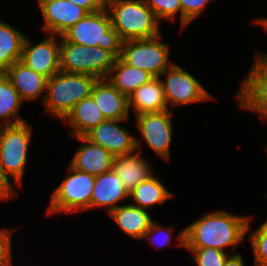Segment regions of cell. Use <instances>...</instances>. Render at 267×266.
I'll use <instances>...</instances> for the list:
<instances>
[{
	"instance_id": "obj_1",
	"label": "cell",
	"mask_w": 267,
	"mask_h": 266,
	"mask_svg": "<svg viewBox=\"0 0 267 266\" xmlns=\"http://www.w3.org/2000/svg\"><path fill=\"white\" fill-rule=\"evenodd\" d=\"M250 218L220 210L195 220L178 235L179 244L185 248H215L224 251L226 247L243 242L250 228Z\"/></svg>"
},
{
	"instance_id": "obj_2",
	"label": "cell",
	"mask_w": 267,
	"mask_h": 266,
	"mask_svg": "<svg viewBox=\"0 0 267 266\" xmlns=\"http://www.w3.org/2000/svg\"><path fill=\"white\" fill-rule=\"evenodd\" d=\"M113 29L122 41L160 35V22L144 0H106Z\"/></svg>"
},
{
	"instance_id": "obj_3",
	"label": "cell",
	"mask_w": 267,
	"mask_h": 266,
	"mask_svg": "<svg viewBox=\"0 0 267 266\" xmlns=\"http://www.w3.org/2000/svg\"><path fill=\"white\" fill-rule=\"evenodd\" d=\"M97 80L89 74L57 72L47 82L45 112L63 121L79 101L91 96Z\"/></svg>"
},
{
	"instance_id": "obj_4",
	"label": "cell",
	"mask_w": 267,
	"mask_h": 266,
	"mask_svg": "<svg viewBox=\"0 0 267 266\" xmlns=\"http://www.w3.org/2000/svg\"><path fill=\"white\" fill-rule=\"evenodd\" d=\"M67 42L84 47H101L115 58L120 57L122 40L111 25L106 8L88 13L84 18L71 26L61 35Z\"/></svg>"
},
{
	"instance_id": "obj_5",
	"label": "cell",
	"mask_w": 267,
	"mask_h": 266,
	"mask_svg": "<svg viewBox=\"0 0 267 266\" xmlns=\"http://www.w3.org/2000/svg\"><path fill=\"white\" fill-rule=\"evenodd\" d=\"M60 37V71L64 73L89 74L98 79H106L113 67L115 57L107 50L84 47L67 42Z\"/></svg>"
},
{
	"instance_id": "obj_6",
	"label": "cell",
	"mask_w": 267,
	"mask_h": 266,
	"mask_svg": "<svg viewBox=\"0 0 267 266\" xmlns=\"http://www.w3.org/2000/svg\"><path fill=\"white\" fill-rule=\"evenodd\" d=\"M68 175L56 187L51 195L48 215L54 213H75L90 210L92 189L95 177L87 172L76 170L70 165L67 167Z\"/></svg>"
},
{
	"instance_id": "obj_7",
	"label": "cell",
	"mask_w": 267,
	"mask_h": 266,
	"mask_svg": "<svg viewBox=\"0 0 267 266\" xmlns=\"http://www.w3.org/2000/svg\"><path fill=\"white\" fill-rule=\"evenodd\" d=\"M31 135L28 122L0 126V167L18 186L22 185Z\"/></svg>"
},
{
	"instance_id": "obj_8",
	"label": "cell",
	"mask_w": 267,
	"mask_h": 266,
	"mask_svg": "<svg viewBox=\"0 0 267 266\" xmlns=\"http://www.w3.org/2000/svg\"><path fill=\"white\" fill-rule=\"evenodd\" d=\"M161 34L149 39H133L122 42L120 59L131 66L160 75L173 63L169 61L170 47L163 43Z\"/></svg>"
},
{
	"instance_id": "obj_9",
	"label": "cell",
	"mask_w": 267,
	"mask_h": 266,
	"mask_svg": "<svg viewBox=\"0 0 267 266\" xmlns=\"http://www.w3.org/2000/svg\"><path fill=\"white\" fill-rule=\"evenodd\" d=\"M162 76L166 77V81L161 79ZM159 78L167 105H188L212 98L193 75L174 62Z\"/></svg>"
},
{
	"instance_id": "obj_10",
	"label": "cell",
	"mask_w": 267,
	"mask_h": 266,
	"mask_svg": "<svg viewBox=\"0 0 267 266\" xmlns=\"http://www.w3.org/2000/svg\"><path fill=\"white\" fill-rule=\"evenodd\" d=\"M236 95L240 108L267 121V53L255 55L253 65Z\"/></svg>"
},
{
	"instance_id": "obj_11",
	"label": "cell",
	"mask_w": 267,
	"mask_h": 266,
	"mask_svg": "<svg viewBox=\"0 0 267 266\" xmlns=\"http://www.w3.org/2000/svg\"><path fill=\"white\" fill-rule=\"evenodd\" d=\"M135 117L137 127L147 145L168 161L173 133L172 111L142 113Z\"/></svg>"
},
{
	"instance_id": "obj_12",
	"label": "cell",
	"mask_w": 267,
	"mask_h": 266,
	"mask_svg": "<svg viewBox=\"0 0 267 266\" xmlns=\"http://www.w3.org/2000/svg\"><path fill=\"white\" fill-rule=\"evenodd\" d=\"M48 35L49 37L35 45L26 37L20 61L49 79L60 71V39L57 41V35Z\"/></svg>"
},
{
	"instance_id": "obj_13",
	"label": "cell",
	"mask_w": 267,
	"mask_h": 266,
	"mask_svg": "<svg viewBox=\"0 0 267 266\" xmlns=\"http://www.w3.org/2000/svg\"><path fill=\"white\" fill-rule=\"evenodd\" d=\"M127 120H108L93 127L84 137L109 151L113 156L136 151V139L123 126Z\"/></svg>"
},
{
	"instance_id": "obj_14",
	"label": "cell",
	"mask_w": 267,
	"mask_h": 266,
	"mask_svg": "<svg viewBox=\"0 0 267 266\" xmlns=\"http://www.w3.org/2000/svg\"><path fill=\"white\" fill-rule=\"evenodd\" d=\"M38 6L45 22L42 29L58 37L88 14L68 0H40Z\"/></svg>"
},
{
	"instance_id": "obj_15",
	"label": "cell",
	"mask_w": 267,
	"mask_h": 266,
	"mask_svg": "<svg viewBox=\"0 0 267 266\" xmlns=\"http://www.w3.org/2000/svg\"><path fill=\"white\" fill-rule=\"evenodd\" d=\"M142 143L136 139V152L114 156L113 170L130 193L137 185L153 175L152 165L142 157Z\"/></svg>"
},
{
	"instance_id": "obj_16",
	"label": "cell",
	"mask_w": 267,
	"mask_h": 266,
	"mask_svg": "<svg viewBox=\"0 0 267 266\" xmlns=\"http://www.w3.org/2000/svg\"><path fill=\"white\" fill-rule=\"evenodd\" d=\"M74 138L83 144L77 149L69 164L72 168L87 172L94 177L112 170L114 156L109 151L90 142L84 136Z\"/></svg>"
},
{
	"instance_id": "obj_17",
	"label": "cell",
	"mask_w": 267,
	"mask_h": 266,
	"mask_svg": "<svg viewBox=\"0 0 267 266\" xmlns=\"http://www.w3.org/2000/svg\"><path fill=\"white\" fill-rule=\"evenodd\" d=\"M126 198H129V192L112 169L95 177L90 209L104 207L109 214L117 209L120 206L118 203Z\"/></svg>"
},
{
	"instance_id": "obj_18",
	"label": "cell",
	"mask_w": 267,
	"mask_h": 266,
	"mask_svg": "<svg viewBox=\"0 0 267 266\" xmlns=\"http://www.w3.org/2000/svg\"><path fill=\"white\" fill-rule=\"evenodd\" d=\"M91 96L108 120H128V97L116 89L107 79H98Z\"/></svg>"
},
{
	"instance_id": "obj_19",
	"label": "cell",
	"mask_w": 267,
	"mask_h": 266,
	"mask_svg": "<svg viewBox=\"0 0 267 266\" xmlns=\"http://www.w3.org/2000/svg\"><path fill=\"white\" fill-rule=\"evenodd\" d=\"M4 73L19 93L22 101H32L40 96L43 103L48 78L31 70L21 61L15 62Z\"/></svg>"
},
{
	"instance_id": "obj_20",
	"label": "cell",
	"mask_w": 267,
	"mask_h": 266,
	"mask_svg": "<svg viewBox=\"0 0 267 266\" xmlns=\"http://www.w3.org/2000/svg\"><path fill=\"white\" fill-rule=\"evenodd\" d=\"M135 115L169 110L159 77H154L128 96V109Z\"/></svg>"
},
{
	"instance_id": "obj_21",
	"label": "cell",
	"mask_w": 267,
	"mask_h": 266,
	"mask_svg": "<svg viewBox=\"0 0 267 266\" xmlns=\"http://www.w3.org/2000/svg\"><path fill=\"white\" fill-rule=\"evenodd\" d=\"M125 234L132 239H142L153 221L148 211L131 204H122L108 214Z\"/></svg>"
},
{
	"instance_id": "obj_22",
	"label": "cell",
	"mask_w": 267,
	"mask_h": 266,
	"mask_svg": "<svg viewBox=\"0 0 267 266\" xmlns=\"http://www.w3.org/2000/svg\"><path fill=\"white\" fill-rule=\"evenodd\" d=\"M106 120L92 96L79 101L63 120L71 125L72 137L84 136L93 127Z\"/></svg>"
},
{
	"instance_id": "obj_23",
	"label": "cell",
	"mask_w": 267,
	"mask_h": 266,
	"mask_svg": "<svg viewBox=\"0 0 267 266\" xmlns=\"http://www.w3.org/2000/svg\"><path fill=\"white\" fill-rule=\"evenodd\" d=\"M154 76L149 72L124 63L119 57L106 79L127 97Z\"/></svg>"
},
{
	"instance_id": "obj_24",
	"label": "cell",
	"mask_w": 267,
	"mask_h": 266,
	"mask_svg": "<svg viewBox=\"0 0 267 266\" xmlns=\"http://www.w3.org/2000/svg\"><path fill=\"white\" fill-rule=\"evenodd\" d=\"M25 34L0 20V73L22 57Z\"/></svg>"
},
{
	"instance_id": "obj_25",
	"label": "cell",
	"mask_w": 267,
	"mask_h": 266,
	"mask_svg": "<svg viewBox=\"0 0 267 266\" xmlns=\"http://www.w3.org/2000/svg\"><path fill=\"white\" fill-rule=\"evenodd\" d=\"M174 195L166 189L163 183L154 174L147 180H144L137 185L130 193V203L133 206L140 207L147 210L156 204H164L167 199L172 198Z\"/></svg>"
},
{
	"instance_id": "obj_26",
	"label": "cell",
	"mask_w": 267,
	"mask_h": 266,
	"mask_svg": "<svg viewBox=\"0 0 267 266\" xmlns=\"http://www.w3.org/2000/svg\"><path fill=\"white\" fill-rule=\"evenodd\" d=\"M22 102L19 93L14 88L9 78L5 73H0V120L3 119V121L1 120L0 126L26 122L18 114V111H20L23 105Z\"/></svg>"
},
{
	"instance_id": "obj_27",
	"label": "cell",
	"mask_w": 267,
	"mask_h": 266,
	"mask_svg": "<svg viewBox=\"0 0 267 266\" xmlns=\"http://www.w3.org/2000/svg\"><path fill=\"white\" fill-rule=\"evenodd\" d=\"M251 241L254 266H267V219L249 237Z\"/></svg>"
},
{
	"instance_id": "obj_28",
	"label": "cell",
	"mask_w": 267,
	"mask_h": 266,
	"mask_svg": "<svg viewBox=\"0 0 267 266\" xmlns=\"http://www.w3.org/2000/svg\"><path fill=\"white\" fill-rule=\"evenodd\" d=\"M160 22L161 19L171 20L180 12L182 25V8L180 0H144Z\"/></svg>"
},
{
	"instance_id": "obj_29",
	"label": "cell",
	"mask_w": 267,
	"mask_h": 266,
	"mask_svg": "<svg viewBox=\"0 0 267 266\" xmlns=\"http://www.w3.org/2000/svg\"><path fill=\"white\" fill-rule=\"evenodd\" d=\"M194 253L197 266H224L228 254L215 248H186Z\"/></svg>"
},
{
	"instance_id": "obj_30",
	"label": "cell",
	"mask_w": 267,
	"mask_h": 266,
	"mask_svg": "<svg viewBox=\"0 0 267 266\" xmlns=\"http://www.w3.org/2000/svg\"><path fill=\"white\" fill-rule=\"evenodd\" d=\"M172 229H173L172 225L169 228L167 227L166 229L165 227H162L160 224L152 221L149 229L144 233L142 239L145 238L149 240L150 246H156L155 249H158L162 246L164 247L170 244L172 237L169 231H171Z\"/></svg>"
},
{
	"instance_id": "obj_31",
	"label": "cell",
	"mask_w": 267,
	"mask_h": 266,
	"mask_svg": "<svg viewBox=\"0 0 267 266\" xmlns=\"http://www.w3.org/2000/svg\"><path fill=\"white\" fill-rule=\"evenodd\" d=\"M211 0H180L182 8V28L198 18Z\"/></svg>"
},
{
	"instance_id": "obj_32",
	"label": "cell",
	"mask_w": 267,
	"mask_h": 266,
	"mask_svg": "<svg viewBox=\"0 0 267 266\" xmlns=\"http://www.w3.org/2000/svg\"><path fill=\"white\" fill-rule=\"evenodd\" d=\"M12 233L9 229L0 228V266H4L12 261Z\"/></svg>"
},
{
	"instance_id": "obj_33",
	"label": "cell",
	"mask_w": 267,
	"mask_h": 266,
	"mask_svg": "<svg viewBox=\"0 0 267 266\" xmlns=\"http://www.w3.org/2000/svg\"><path fill=\"white\" fill-rule=\"evenodd\" d=\"M9 176L0 167V200L12 199L16 196L15 187L8 178Z\"/></svg>"
},
{
	"instance_id": "obj_34",
	"label": "cell",
	"mask_w": 267,
	"mask_h": 266,
	"mask_svg": "<svg viewBox=\"0 0 267 266\" xmlns=\"http://www.w3.org/2000/svg\"><path fill=\"white\" fill-rule=\"evenodd\" d=\"M85 9L88 13L98 12L105 8L106 0H68Z\"/></svg>"
},
{
	"instance_id": "obj_35",
	"label": "cell",
	"mask_w": 267,
	"mask_h": 266,
	"mask_svg": "<svg viewBox=\"0 0 267 266\" xmlns=\"http://www.w3.org/2000/svg\"><path fill=\"white\" fill-rule=\"evenodd\" d=\"M224 266H245L242 257L238 253L231 254L226 259Z\"/></svg>"
},
{
	"instance_id": "obj_36",
	"label": "cell",
	"mask_w": 267,
	"mask_h": 266,
	"mask_svg": "<svg viewBox=\"0 0 267 266\" xmlns=\"http://www.w3.org/2000/svg\"><path fill=\"white\" fill-rule=\"evenodd\" d=\"M255 22H257L258 24H261L264 27V29L267 30V18H264V19L259 18V19H256Z\"/></svg>"
},
{
	"instance_id": "obj_37",
	"label": "cell",
	"mask_w": 267,
	"mask_h": 266,
	"mask_svg": "<svg viewBox=\"0 0 267 266\" xmlns=\"http://www.w3.org/2000/svg\"><path fill=\"white\" fill-rule=\"evenodd\" d=\"M4 266H13V265H12V261H11L10 263L4 265Z\"/></svg>"
}]
</instances>
